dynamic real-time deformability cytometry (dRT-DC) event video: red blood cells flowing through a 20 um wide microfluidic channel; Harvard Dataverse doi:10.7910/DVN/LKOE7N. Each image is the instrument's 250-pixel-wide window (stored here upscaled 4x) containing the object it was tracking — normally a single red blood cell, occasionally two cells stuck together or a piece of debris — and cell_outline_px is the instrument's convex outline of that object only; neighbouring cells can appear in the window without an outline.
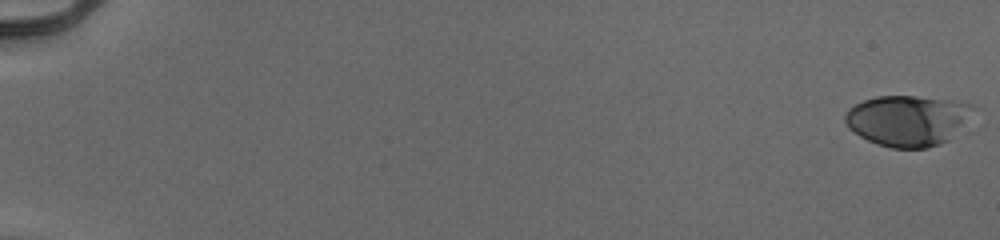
{"species": "human", "species_latin": "Homo sapiens", "temperature_condition": "cold", "stored_images_in_passage": 55, "camera_frame_rate_fps": 3000, "um_per_image_px": 0.085, "donor": {"sex": "male"}, "frame": {"image": 1, "passage_image": 1, "time_ms": 0.0, "image_size_px": [1000, 240], "cell_outline_px": [[980, 108], [948, 140], [940, 144], [928, 148], [892, 148], [876, 144], [860, 136], [848, 128], [844, 120], [844, 116], [848, 108], [864, 100], [876, 96], [916, 96], [972, 104]], "centroid_in_image_um": [77.16, 10.24], "position_along_channel_um": 7.8, "area_um2": 38.03}}
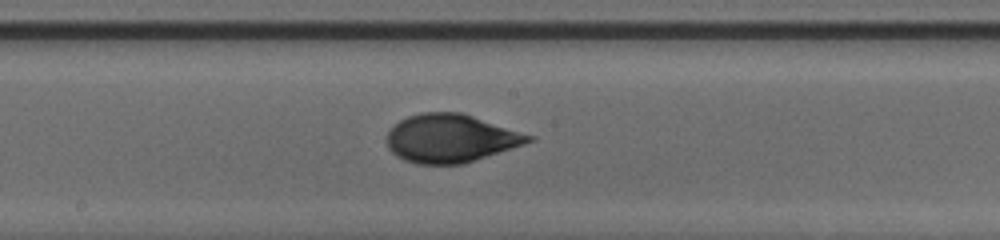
{"frame": {"image": 2, "passage_image": 32, "time_ms": 10.333, "image_size_px": [1000, 240], "cell_outline_px": [[536, 140], [464, 164], [416, 164], [404, 160], [396, 156], [388, 148], [388, 132], [392, 124], [408, 116], [420, 112], [460, 112], [536, 136]], "centroid_in_image_um": [38.31, 11.76], "position_along_channel_um": 209.9, "area_um2": 40.0}}
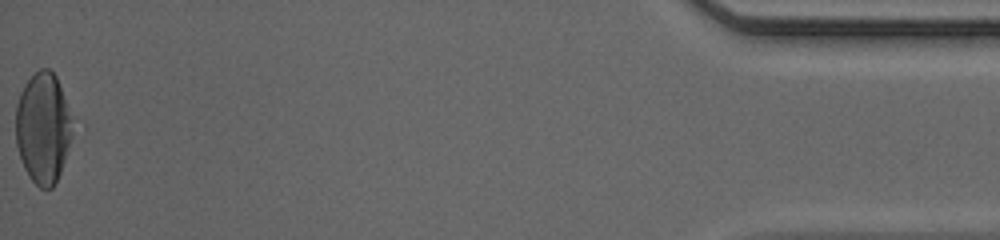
{"frame": {"image": 3, "passage_image": 55, "time_ms": 18.0, "image_size_px": [1000, 240], "cell_outline_px": [[72, 136], [60, 172], [52, 188], [40, 188], [28, 176], [24, 168], [16, 144], [16, 104], [20, 92], [24, 84], [40, 68], [48, 68], [56, 76], [64, 100], [72, 132]], "centroid_in_image_um": [3.61, 10.89], "position_along_channel_um": 431.6, "area_um2": 35.78}, "authors_computed_cell_mechanics": {"area_um2": 38.437, "velocity_mm_per_s": 3.9739, "shape_relaxation_time_tau1_ms": 3.6106, "shape_relaxation_time_tau2_ms": 0.7131, "deformation_change_tau1": 0.1712, "deformation_change_tau2": 0.0438}}